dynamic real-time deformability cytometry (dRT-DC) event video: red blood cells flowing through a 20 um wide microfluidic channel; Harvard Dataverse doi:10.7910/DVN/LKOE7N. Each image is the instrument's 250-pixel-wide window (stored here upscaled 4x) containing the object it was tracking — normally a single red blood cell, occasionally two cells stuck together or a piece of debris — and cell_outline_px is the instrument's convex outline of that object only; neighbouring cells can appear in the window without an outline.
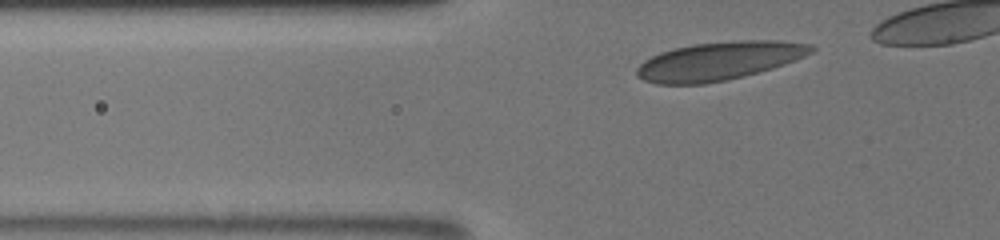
{"species": "human", "species_latin": "Homo sapiens", "temperature_condition": "room temperature", "stored_images_in_passage": 31, "camera_frame_rate_fps": 3000, "um_per_image_px": 0.085, "donor": {"sex": "male"}, "frame": {"image": 1, "passage_image": 2, "time_ms": 0.333, "image_size_px": [1000, 240], "cell_outline_px": [[816, 48], [812, 52], [804, 56], [784, 64], [772, 68], [744, 76], [728, 80], [704, 84], [656, 84], [644, 80], [636, 76], [636, 68], [644, 60], [660, 52], [692, 44], [732, 40], [780, 40], [812, 44]], "centroid_in_image_um": [61.11, 5.18], "position_along_channel_um": 64.7, "area_um2": 39.19}}
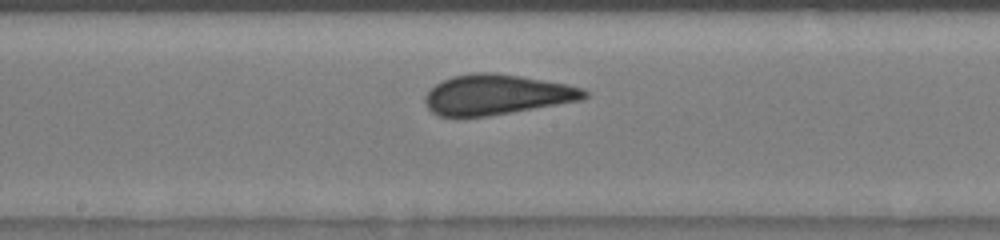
{"frame": {"image": 2, "passage_image": 14, "time_ms": 4.333, "image_size_px": [1000, 240], "cell_outline_px": [[588, 96], [584, 100], [488, 116], [440, 116], [432, 112], [424, 104], [424, 96], [436, 84], [452, 76], [472, 72], [492, 72], [520, 76], [568, 84], [584, 88], [588, 92]], "centroid_in_image_um": [42.25, 8.04], "position_along_channel_um": 205.9, "area_um2": 37.4}}
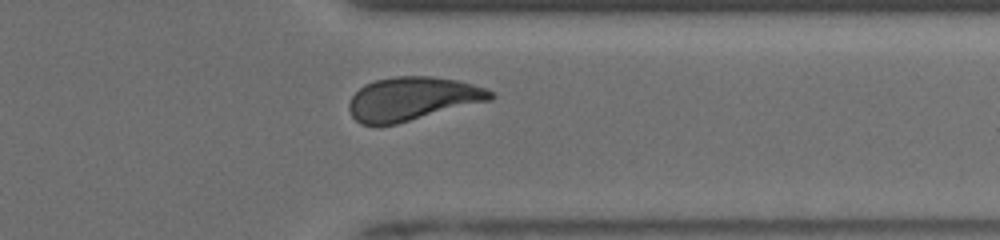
{"frame": {"image": 3, "passage_image": 27, "time_ms": 8.667, "image_size_px": [1000, 240], "cell_outline_px": [[496, 96], [492, 100], [396, 124], [360, 124], [352, 116], [348, 108], [348, 104], [352, 96], [364, 84], [376, 80], [396, 76], [432, 76], [460, 80], [496, 92]], "centroid_in_image_um": [35.09, 8.38], "position_along_channel_um": 376.3, "area_um2": 35.95}}